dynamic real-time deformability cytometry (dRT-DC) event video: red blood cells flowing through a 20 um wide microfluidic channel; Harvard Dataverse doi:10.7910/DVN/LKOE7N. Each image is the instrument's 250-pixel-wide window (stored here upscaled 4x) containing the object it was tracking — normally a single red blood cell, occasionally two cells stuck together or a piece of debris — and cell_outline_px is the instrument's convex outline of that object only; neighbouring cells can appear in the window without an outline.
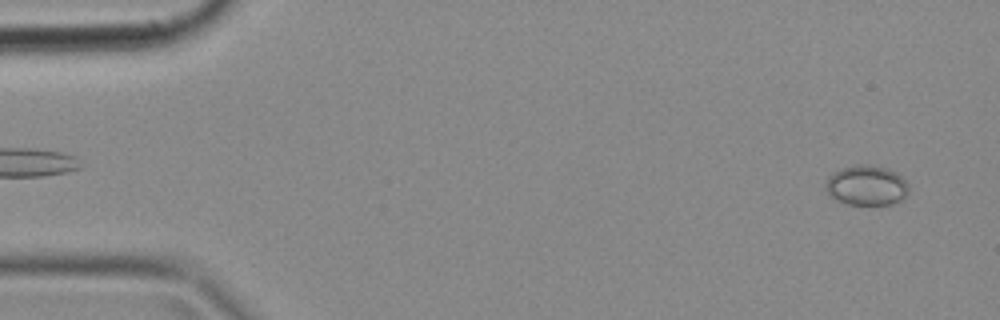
{"species": "common noctule bat (a hibernating species)", "species_latin": "Nyctalus noctula", "temperature_condition": "cold", "stored_images_in_passage": 49, "camera_frame_rate_fps": 3000, "um_per_image_px": 0.085, "animal": {"sex": "female", "body_mass_g": 18.4}, "frame": {"image": 1, "passage_image": 2, "time_ms": 0.333, "image_size_px": [1000, 320], "cell_outline_px": [[908, 192], [900, 200], [892, 204], [848, 204], [836, 200], [824, 188], [824, 184], [828, 176], [844, 168], [860, 164], [888, 168], [896, 172], [908, 184]], "centroid_in_image_um": [73.64, 15.76], "position_along_channel_um": 11.4, "area_um2": 19.07}}
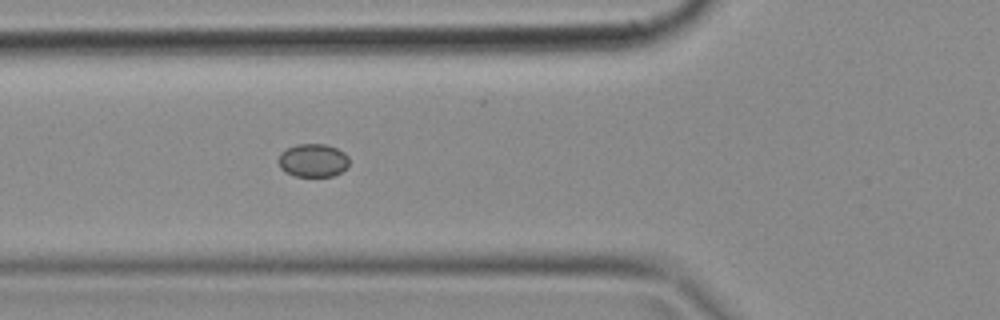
{"frame": {"image": 2, "passage_image": 17, "time_ms": 5.333, "image_size_px": [1000, 320], "cell_outline_px": [[348, 168], [332, 176], [296, 176], [284, 172], [280, 168], [280, 152], [296, 144], [324, 144], [336, 148], [344, 152], [348, 156]], "centroid_in_image_um": [26.62, 13.63], "position_along_channel_um": 99.2, "area_um2": 13.64}}
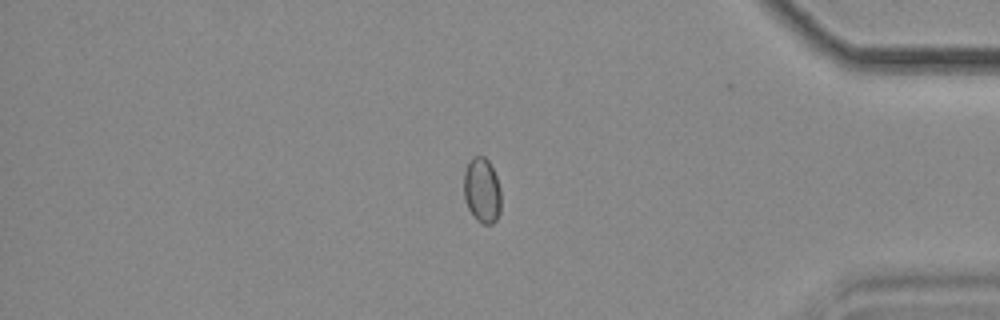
{"frame": {"image": 3, "passage_image": 41, "time_ms": 13.333, "image_size_px": [1000, 320], "cell_outline_px": [[500, 212], [496, 220], [492, 224], [484, 224], [476, 220], [472, 216], [468, 208], [464, 196], [464, 172], [472, 156], [484, 156], [488, 160], [496, 176], [500, 188]], "centroid_in_image_um": [40.96, 16.2], "position_along_channel_um": 394.2, "area_um2": 14.16}}